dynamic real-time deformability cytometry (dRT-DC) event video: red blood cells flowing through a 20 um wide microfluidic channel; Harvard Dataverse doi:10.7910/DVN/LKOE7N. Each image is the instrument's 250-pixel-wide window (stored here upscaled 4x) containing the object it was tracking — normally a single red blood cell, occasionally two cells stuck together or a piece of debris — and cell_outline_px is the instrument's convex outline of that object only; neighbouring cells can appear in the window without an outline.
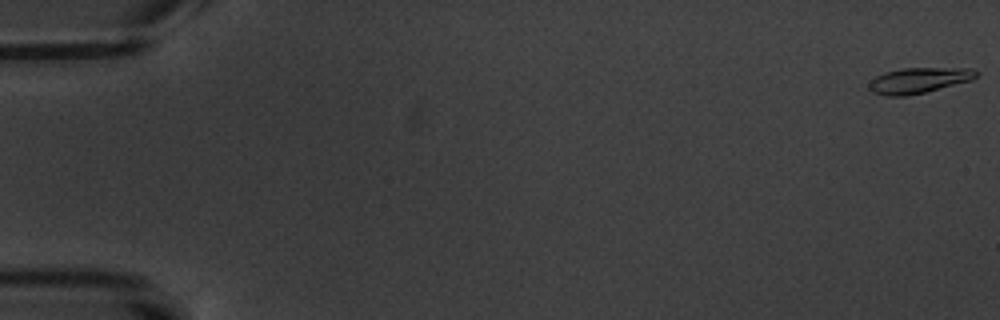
{"species": "common noctule bat (a hibernating species)", "species_latin": "Nyctalus noctula", "temperature_condition": "warm", "stored_images_in_passage": 4, "camera_frame_rate_fps": 3000, "um_per_image_px": 0.085, "animal": {"sex": "male", "body_mass_g": 20.1, "forearm_length_mm": 53.5}, "frame": {"image": 1, "passage_image": 1, "time_ms": 0.0, "image_size_px": [1000, 320], "cell_outline_px": [[980, 72], [972, 80], [924, 92], [904, 96], [884, 96], [872, 92], [868, 88], [868, 84], [876, 76], [884, 72], [904, 68], [972, 68]], "centroid_in_image_um": [78.09, 6.83], "position_along_channel_um": 6.9, "area_um2": 15.95}}